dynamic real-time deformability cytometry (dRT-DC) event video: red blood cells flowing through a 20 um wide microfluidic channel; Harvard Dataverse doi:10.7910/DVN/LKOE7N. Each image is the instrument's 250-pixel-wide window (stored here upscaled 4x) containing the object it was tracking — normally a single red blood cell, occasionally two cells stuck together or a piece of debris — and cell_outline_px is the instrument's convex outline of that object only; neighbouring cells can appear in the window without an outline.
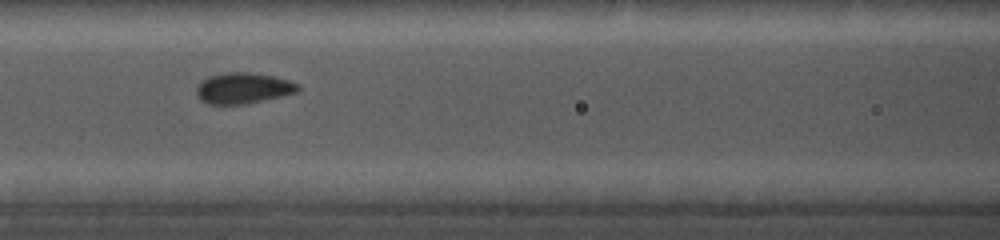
{"species": "common noctule bat (a hibernating species)", "species_latin": "Nyctalus noctula", "temperature_condition": "cold", "stored_images_in_passage": 14, "camera_frame_rate_fps": 5000, "um_per_image_px": 0.085, "animal": {"sex": "female", "body_mass_g": 19.0, "forearm_length_mm": 56.7}, "frame": {"image": 1, "passage_image": 13, "time_ms": 3.6, "image_size_px": [1000, 240], "cell_outline_px": [[300, 88], [296, 92], [284, 96], [244, 104], [208, 104], [200, 100], [196, 96], [196, 88], [200, 80], [208, 76], [224, 72], [248, 72], [272, 76], [288, 80], [300, 84]], "centroid_in_image_um": [20.63, 7.49], "position_along_channel_um": 146.0, "area_um2": 18.5}}